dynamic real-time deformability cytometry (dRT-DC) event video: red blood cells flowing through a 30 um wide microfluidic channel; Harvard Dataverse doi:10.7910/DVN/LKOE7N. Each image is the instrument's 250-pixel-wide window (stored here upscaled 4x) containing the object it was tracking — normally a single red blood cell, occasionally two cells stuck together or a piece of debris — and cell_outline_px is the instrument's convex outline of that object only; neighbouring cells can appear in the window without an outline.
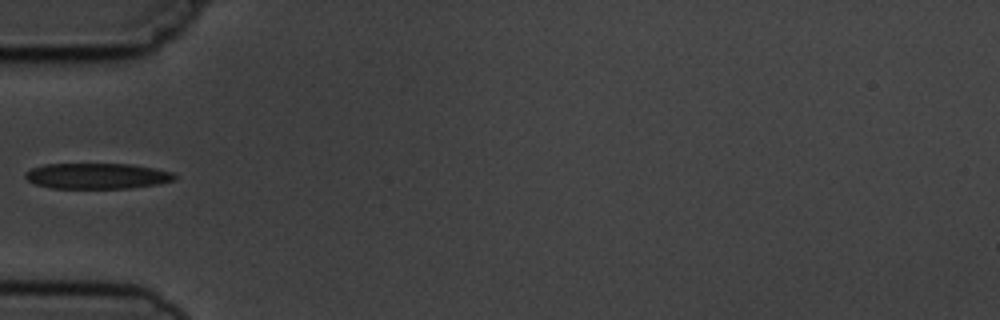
{"species": "common noctule bat (a hibernating species)", "species_latin": "Nyctalus noctula", "temperature_condition": "cold", "stored_images_in_passage": 6, "camera_frame_rate_fps": 3000, "um_per_image_px": 0.085, "animal": {"sex": "male", "body_mass_g": 19.5, "forearm_length_mm": 54.6}, "frame": {"image": 1, "passage_image": 6, "time_ms": 6.667, "image_size_px": [1000, 320], "cell_outline_px": [[176, 180], [156, 184], [128, 188], [52, 188], [36, 184], [28, 180], [24, 176], [24, 172], [32, 168], [44, 164], [132, 164], [156, 168], [172, 172], [176, 176]], "centroid_in_image_um": [8.25, 14.95], "position_along_channel_um": 76.7, "area_um2": 22.37}}